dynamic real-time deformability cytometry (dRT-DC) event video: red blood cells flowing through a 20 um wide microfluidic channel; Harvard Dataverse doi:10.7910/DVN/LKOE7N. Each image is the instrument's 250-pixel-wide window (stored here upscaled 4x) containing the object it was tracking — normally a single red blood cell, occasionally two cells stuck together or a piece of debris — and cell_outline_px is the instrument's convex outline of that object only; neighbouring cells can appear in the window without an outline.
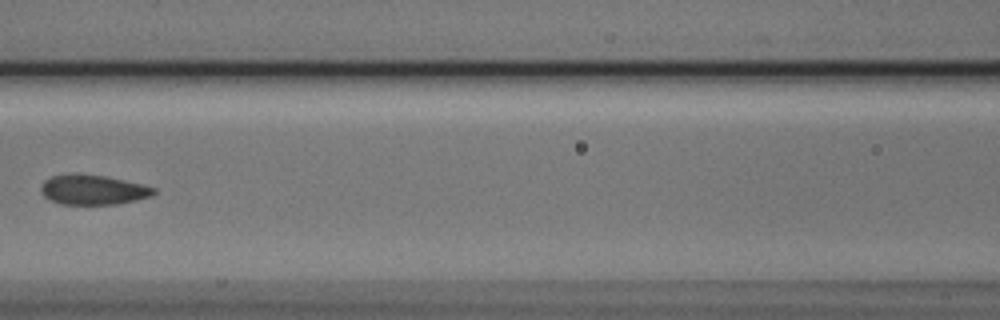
{"species": "Egyptian fruit bat (a non-hibernating species)", "species_latin": "Rousettus aegyptiacus", "temperature_condition": "cold", "stored_images_in_passage": 7, "camera_frame_rate_fps": 3000, "um_per_image_px": 0.085, "animal": {"sex": "male"}, "frame": {"image": 1, "passage_image": 6, "time_ms": 1.667, "image_size_px": [1000, 320], "cell_outline_px": [[156, 192], [152, 196], [136, 200], [116, 204], [60, 204], [44, 196], [40, 192], [40, 188], [44, 180], [52, 176], [104, 176], [140, 184], [156, 188]], "centroid_in_image_um": [7.93, 16.17], "position_along_channel_um": 158.7, "area_um2": 18.9}}
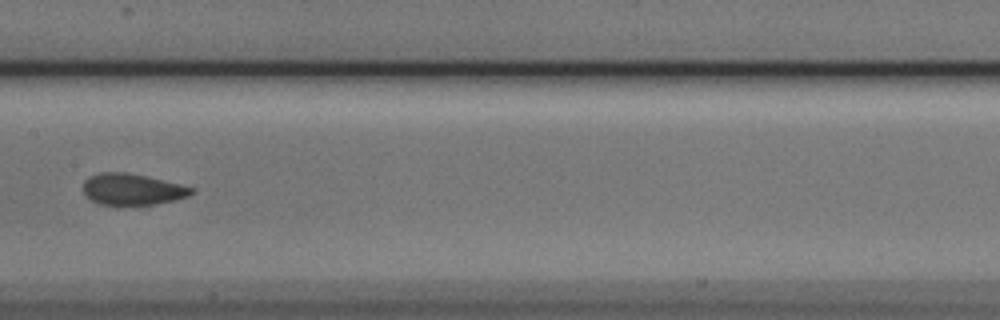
{"frame": {"image": 2, "passage_image": 7, "time_ms": 2.0, "image_size_px": [1000, 320], "cell_outline_px": [[196, 192], [188, 196], [176, 200], [156, 204], [116, 208], [100, 204], [92, 200], [84, 192], [84, 180], [100, 172], [128, 172], [180, 184], [196, 188]], "centroid_in_image_um": [11.27, 16.14], "position_along_channel_um": 196.1, "area_um2": 20.4}}